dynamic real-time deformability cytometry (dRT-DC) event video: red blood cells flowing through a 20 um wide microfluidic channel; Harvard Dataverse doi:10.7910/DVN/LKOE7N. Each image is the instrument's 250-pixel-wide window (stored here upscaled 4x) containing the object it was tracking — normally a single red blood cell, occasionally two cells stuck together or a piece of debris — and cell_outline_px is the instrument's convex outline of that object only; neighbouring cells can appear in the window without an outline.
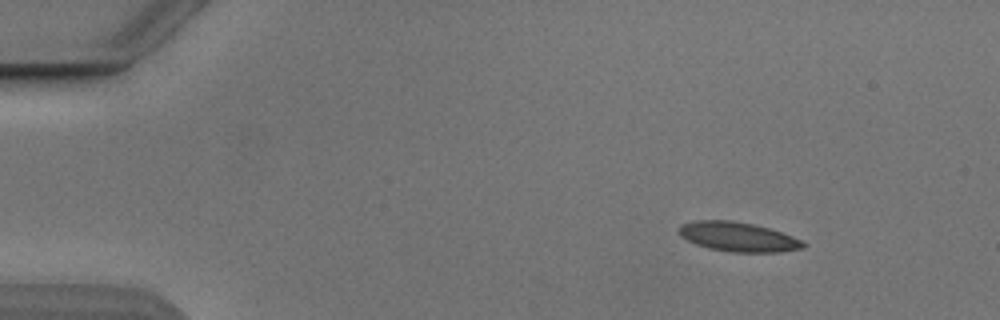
{"species": "Egyptian fruit bat (a non-hibernating species)", "species_latin": "Rousettus aegyptiacus", "temperature_condition": "cold", "stored_images_in_passage": 47, "camera_frame_rate_fps": 3000, "um_per_image_px": 0.085, "animal": {"sex": "male"}, "frame": {"image": 1, "passage_image": 1, "time_ms": 0.0, "image_size_px": [1000, 320], "cell_outline_px": [[808, 244], [804, 248], [780, 252], [732, 252], [708, 248], [696, 244], [680, 236], [676, 232], [680, 224], [696, 220], [732, 220], [752, 224], [768, 228], [792, 236]], "centroid_in_image_um": [62.7, 20.13], "position_along_channel_um": 22.3, "area_um2": 21.39}}
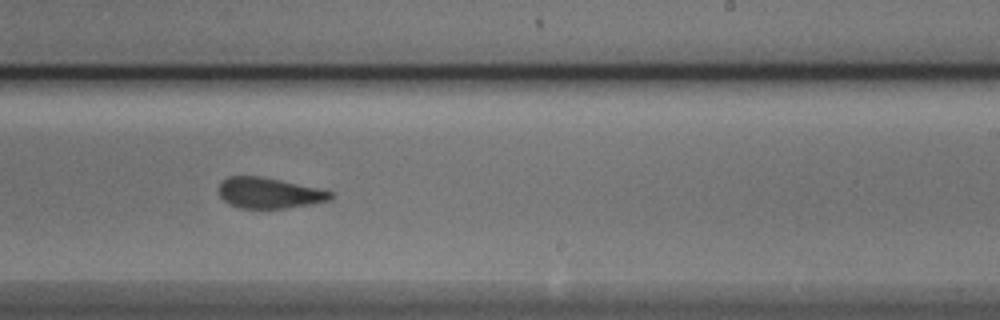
{"frame": {"image": 2, "passage_image": 27, "time_ms": 8.667, "image_size_px": [1000, 320], "cell_outline_px": [[336, 196], [332, 200], [284, 208], [240, 208], [228, 204], [220, 196], [220, 184], [228, 176], [264, 176], [324, 188], [336, 192]], "centroid_in_image_um": [22.99, 16.38], "position_along_channel_um": 266.0, "area_um2": 20.46}}
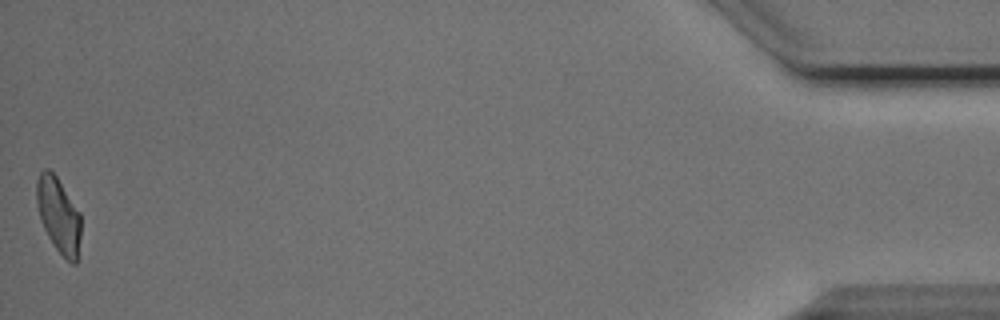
{"frame": {"image": 3, "passage_image": 47, "time_ms": 15.333, "image_size_px": [1000, 320], "cell_outline_px": [[80, 236], [76, 264], [72, 264], [56, 248], [48, 236], [40, 220], [36, 204], [36, 180], [40, 172], [44, 168], [48, 168], [56, 176], [80, 212]], "centroid_in_image_um": [4.96, 18.25], "position_along_channel_um": 430.2, "area_um2": 19.31}, "authors_computed_cell_mechanics": {"area_um2": 21.2126, "velocity_mm_per_s": 3.8644, "shape_relaxation_time_tau1_ms": 9.273, "shape_relaxation_time_tau2_ms": 1.6963, "deformation_change_tau1": 0.1906, "deformation_change_tau2": 0.0709}}